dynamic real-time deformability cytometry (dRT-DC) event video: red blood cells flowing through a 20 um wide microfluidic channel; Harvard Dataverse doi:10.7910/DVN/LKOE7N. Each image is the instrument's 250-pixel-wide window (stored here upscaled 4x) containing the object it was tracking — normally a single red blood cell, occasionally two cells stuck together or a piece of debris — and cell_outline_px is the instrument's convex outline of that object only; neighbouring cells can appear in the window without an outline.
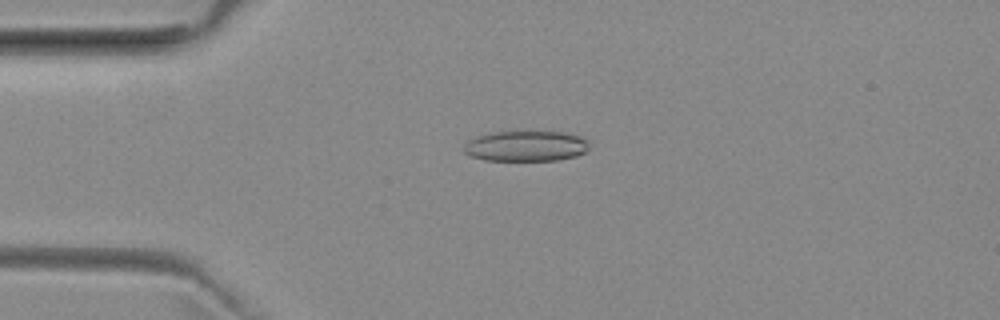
{"species": "common noctule bat (a hibernating species)", "species_latin": "Nyctalus noctula", "temperature_condition": "room temperature", "stored_images_in_passage": 48, "camera_frame_rate_fps": 3000, "um_per_image_px": 0.085, "animal": {"sex": "female", "body_mass_g": 29.2, "forearm_length_mm": 56.3}, "frame": {"image": 1, "passage_image": 9, "time_ms": 2.667, "image_size_px": [1000, 320], "cell_outline_px": [[588, 148], [584, 152], [576, 156], [556, 160], [484, 160], [472, 156], [464, 152], [464, 144], [468, 140], [476, 136], [496, 132], [564, 132], [580, 136], [588, 140]], "centroid_in_image_um": [44.7, 12.41], "position_along_channel_um": 40.3, "area_um2": 22.14}}
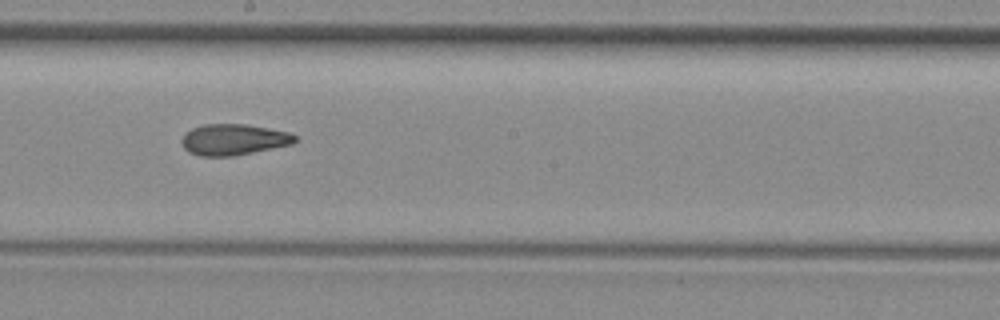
{"frame": {"image": 2, "passage_image": 25, "time_ms": 8.0, "image_size_px": [1000, 320], "cell_outline_px": [[296, 140], [292, 144], [232, 156], [200, 156], [188, 152], [184, 148], [180, 140], [184, 132], [192, 128], [204, 124], [244, 124], [268, 128], [288, 132], [296, 136]], "centroid_in_image_um": [19.79, 11.86], "position_along_channel_um": 228.4, "area_um2": 20.46}}
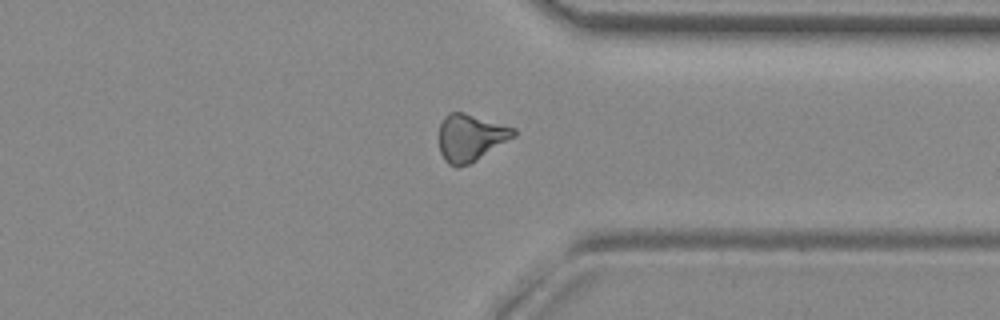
{"frame": {"image": 3, "passage_image": 36, "time_ms": 11.667, "image_size_px": [1000, 320], "cell_outline_px": [[516, 136], [476, 160], [468, 164], [456, 168], [448, 164], [444, 160], [440, 152], [440, 124], [444, 116], [448, 112], [464, 112], [516, 128]], "centroid_in_image_um": [39.99, 11.69], "position_along_channel_um": 371.4, "area_um2": 20.52}, "authors_computed_cell_mechanics": {"area_um2": 20.6346, "velocity_mm_per_s": 3.9916, "shape_relaxation_time_tau1_ms": null, "shape_relaxation_time_tau2_ms": 7.0818, "deformation_change_tau1": null, "deformation_change_tau2": 0.1792}}